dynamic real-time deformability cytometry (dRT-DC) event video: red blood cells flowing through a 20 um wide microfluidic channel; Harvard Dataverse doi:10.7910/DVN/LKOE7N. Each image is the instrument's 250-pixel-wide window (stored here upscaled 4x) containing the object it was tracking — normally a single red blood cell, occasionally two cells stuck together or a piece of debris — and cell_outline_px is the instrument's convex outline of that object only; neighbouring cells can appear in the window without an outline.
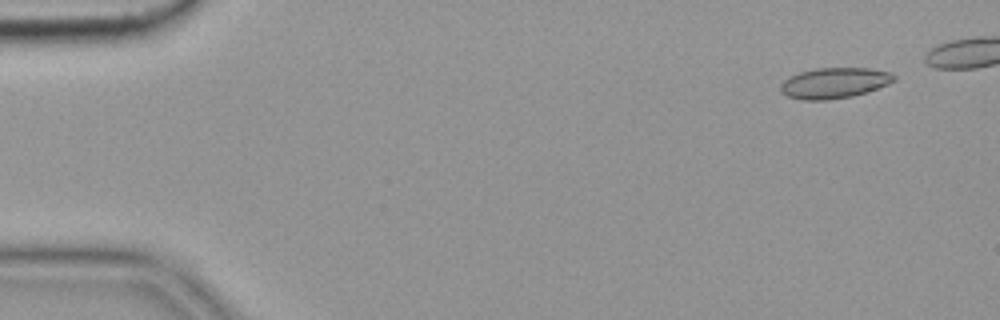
{"species": "common noctule bat (a hibernating species)", "species_latin": "Nyctalus noctula", "temperature_condition": "cold", "stored_images_in_passage": 5, "camera_frame_rate_fps": 3000, "um_per_image_px": 0.085, "animal": {"sex": "female", "body_mass_g": 19.9}, "frame": {"image": 1, "passage_image": 1, "time_ms": 0.0, "image_size_px": [1000, 320], "cell_outline_px": [[896, 80], [888, 84], [852, 96], [828, 100], [800, 100], [788, 96], [780, 92], [780, 84], [784, 80], [800, 72], [816, 68], [868, 68], [888, 72], [896, 76]], "centroid_in_image_um": [70.89, 7.06], "position_along_channel_um": 14.1, "area_um2": 20.11}}